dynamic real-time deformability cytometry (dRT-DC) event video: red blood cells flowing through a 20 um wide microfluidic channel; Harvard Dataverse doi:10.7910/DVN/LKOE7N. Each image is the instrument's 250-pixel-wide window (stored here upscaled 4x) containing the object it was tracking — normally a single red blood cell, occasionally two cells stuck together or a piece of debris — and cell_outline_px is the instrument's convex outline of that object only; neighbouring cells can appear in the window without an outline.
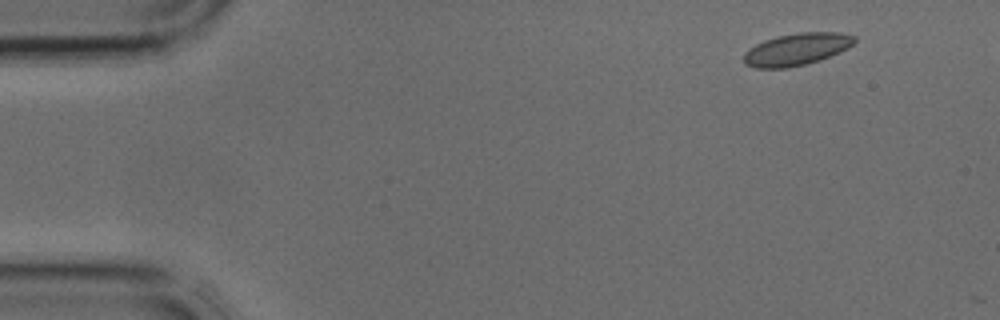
{"species": "common noctule bat (a hibernating species)", "species_latin": "Nyctalus noctula", "temperature_condition": "cold", "stored_images_in_passage": 4, "camera_frame_rate_fps": 3000, "um_per_image_px": 0.085, "animal": {"sex": "male", "body_mass_g": 17.9, "forearm_length_mm": 54.2}, "frame": {"image": 1, "passage_image": 1, "time_ms": 0.0, "image_size_px": [1000, 320], "cell_outline_px": [[856, 40], [848, 48], [840, 52], [820, 60], [788, 68], [756, 68], [744, 64], [744, 52], [756, 44], [764, 40], [776, 36], [800, 32], [840, 32], [856, 36]], "centroid_in_image_um": [67.72, 4.18], "position_along_channel_um": 17.3, "area_um2": 20.81}}